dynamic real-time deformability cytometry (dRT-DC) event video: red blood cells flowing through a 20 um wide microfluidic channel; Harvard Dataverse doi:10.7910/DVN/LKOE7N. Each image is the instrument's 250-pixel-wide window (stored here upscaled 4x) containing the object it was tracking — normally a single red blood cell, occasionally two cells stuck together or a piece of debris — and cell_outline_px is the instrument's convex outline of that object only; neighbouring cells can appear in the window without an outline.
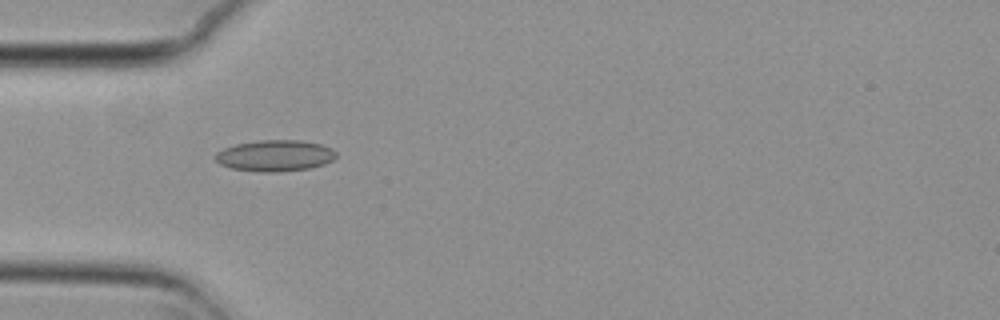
{"species": "common noctule bat (a hibernating species)", "species_latin": "Nyctalus noctula", "temperature_condition": "cold", "stored_images_in_passage": 36, "camera_frame_rate_fps": 3000, "um_per_image_px": 0.085, "animal": {"sex": "female", "body_mass_g": 29.2, "forearm_length_mm": 56.3}, "frame": {"image": 1, "passage_image": 1, "time_ms": 0.0, "image_size_px": [1000, 320], "cell_outline_px": [[336, 156], [332, 160], [324, 164], [308, 168], [276, 172], [260, 172], [228, 168], [220, 164], [216, 160], [216, 152], [224, 148], [236, 144], [256, 140], [304, 140], [320, 144], [332, 148], [336, 152]], "centroid_in_image_um": [23.36, 13.22], "position_along_channel_um": 61.6, "area_um2": 22.08}}
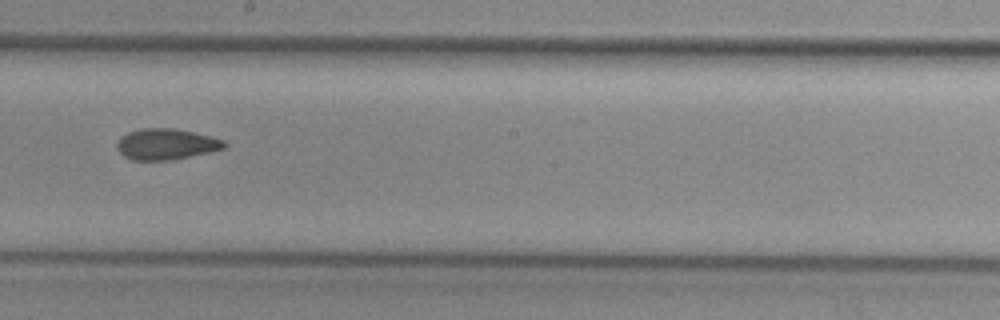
{"frame": {"image": 2, "passage_image": 15, "time_ms": 4.667, "image_size_px": [1000, 320], "cell_outline_px": [[228, 144], [224, 148], [212, 152], [172, 160], [132, 160], [124, 156], [116, 148], [116, 144], [120, 136], [128, 132], [140, 128], [172, 128], [212, 136], [224, 140]], "centroid_in_image_um": [14.13, 12.25], "position_along_channel_um": 234.1, "area_um2": 19.59}}
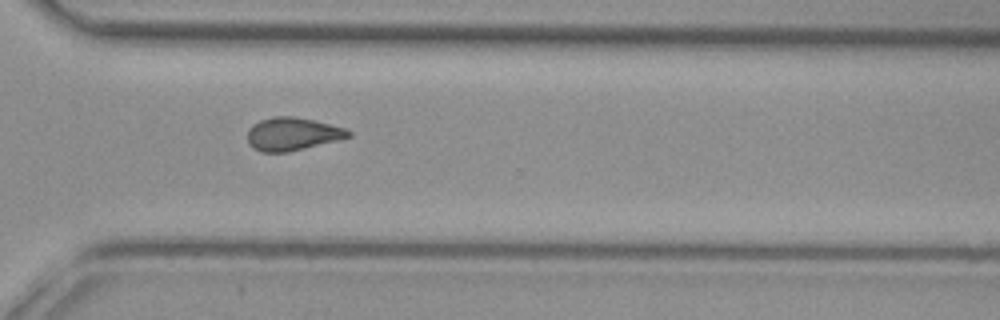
{"frame": {"image": 3, "passage_image": 24, "time_ms": 7.667, "image_size_px": [1000, 320], "cell_outline_px": [[352, 136], [340, 140], [288, 152], [260, 152], [252, 148], [248, 144], [248, 128], [252, 124], [260, 120], [272, 116], [292, 116], [312, 120], [344, 128], [352, 132]], "centroid_in_image_um": [24.83, 11.4], "position_along_channel_um": 345.8, "area_um2": 19.54}, "authors_computed_cell_mechanics": {"area_um2": 19.1607, "velocity_mm_per_s": 3.723, "shape_relaxation_time_tau1_ms": null, "shape_relaxation_time_tau2_ms": 3.5936, "deformation_change_tau1": null, "deformation_change_tau2": 0.1056}}